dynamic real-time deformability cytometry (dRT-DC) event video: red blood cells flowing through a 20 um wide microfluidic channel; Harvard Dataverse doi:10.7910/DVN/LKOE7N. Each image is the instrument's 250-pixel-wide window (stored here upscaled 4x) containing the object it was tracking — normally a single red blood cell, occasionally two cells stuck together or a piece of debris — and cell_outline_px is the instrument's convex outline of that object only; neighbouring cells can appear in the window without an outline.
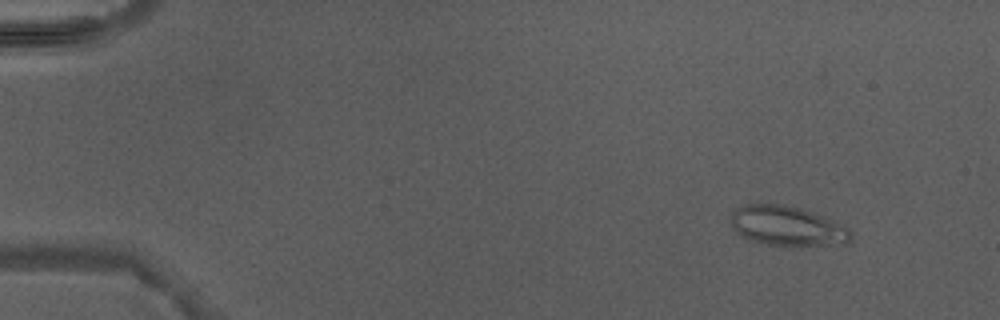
{"species": "Egyptian fruit bat (a non-hibernating species)", "species_latin": "Rousettus aegyptiacus", "temperature_condition": "warm", "stored_images_in_passage": 4, "camera_frame_rate_fps": 3000, "um_per_image_px": 0.085, "animal": {"sex": "male"}, "frame": {"image": 1, "passage_image": 1, "time_ms": 0.0, "image_size_px": [1000, 320], "cell_outline_px": [[852, 240], [848, 244], [768, 244], [752, 240], [736, 232], [732, 228], [728, 220], [732, 212], [736, 208], [744, 204], [784, 204], [800, 208], [812, 212], [832, 220], [848, 228], [852, 236]], "centroid_in_image_um": [66.87, 19.18], "position_along_channel_um": 18.1, "area_um2": 27.4}}